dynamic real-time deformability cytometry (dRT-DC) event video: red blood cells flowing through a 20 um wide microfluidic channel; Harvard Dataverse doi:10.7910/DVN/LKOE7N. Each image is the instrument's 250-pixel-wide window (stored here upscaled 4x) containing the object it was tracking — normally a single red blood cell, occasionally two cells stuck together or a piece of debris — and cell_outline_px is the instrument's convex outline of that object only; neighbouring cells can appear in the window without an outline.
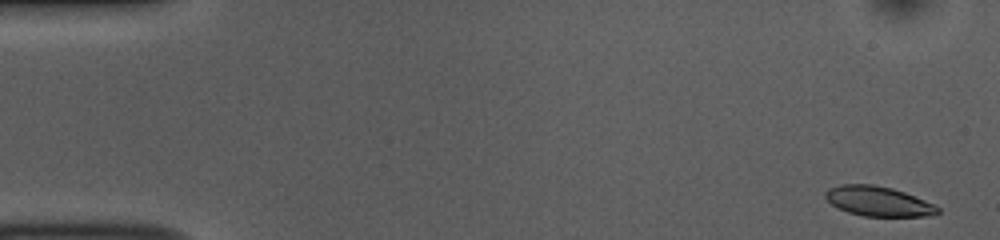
{"species": "common noctule bat (a hibernating species)", "species_latin": "Nyctalus noctula", "temperature_condition": "room temperature", "stored_images_in_passage": 45, "camera_frame_rate_fps": 3000, "um_per_image_px": 0.085, "animal": {"sex": "female", "body_mass_g": 10.0, "forearm_length_mm": 53.1}, "frame": {"image": 1, "passage_image": 1, "time_ms": 0.0, "image_size_px": [1000, 240], "cell_outline_px": [[940, 212], [936, 216], [864, 216], [848, 212], [832, 204], [824, 196], [824, 192], [828, 188], [840, 184], [872, 184], [892, 188], [904, 192], [924, 200], [940, 208]], "centroid_in_image_um": [74.66, 17.1], "position_along_channel_um": 10.3, "area_um2": 19.48}}
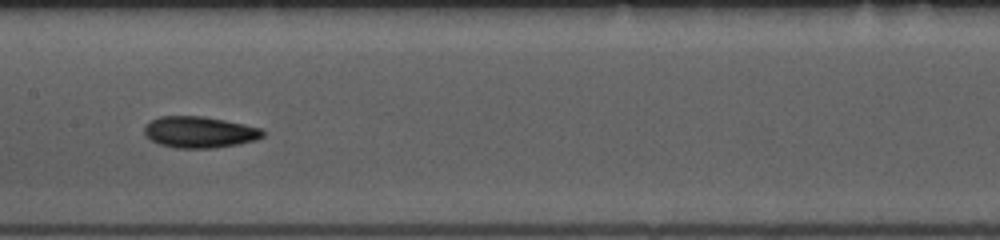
{"frame": {"image": 2, "passage_image": 25, "time_ms": 8.0, "image_size_px": [1000, 240], "cell_outline_px": [[264, 136], [256, 140], [236, 144], [212, 148], [172, 148], [160, 144], [144, 136], [144, 128], [152, 120], [160, 116], [204, 116], [244, 124], [260, 128], [264, 132]], "centroid_in_image_um": [16.94, 11.23], "position_along_channel_um": 190.5, "area_um2": 21.56}}
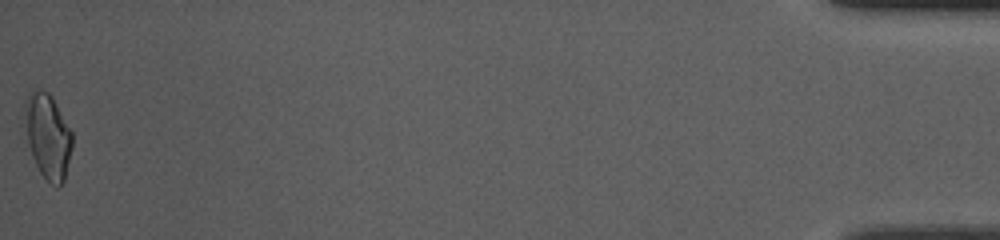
{"frame": {"image": 3, "passage_image": 45, "time_ms": 14.667, "image_size_px": [1000, 240], "cell_outline_px": [[72, 148], [64, 180], [56, 188], [48, 184], [40, 172], [32, 156], [20, 124], [24, 100], [28, 92], [32, 88], [40, 88], [48, 92], [52, 96], [72, 132]], "centroid_in_image_um": [3.98, 11.51], "position_along_channel_um": 431.2, "area_um2": 24.68}, "authors_computed_cell_mechanics": {"area_um2": 20.5768, "velocity_mm_per_s": 3.8112, "shape_relaxation_time_tau1_ms": 4.4157, "shape_relaxation_time_tau2_ms": 4.0938, "deformation_change_tau1": 0.1179, "deformation_change_tau2": 0.0957}}